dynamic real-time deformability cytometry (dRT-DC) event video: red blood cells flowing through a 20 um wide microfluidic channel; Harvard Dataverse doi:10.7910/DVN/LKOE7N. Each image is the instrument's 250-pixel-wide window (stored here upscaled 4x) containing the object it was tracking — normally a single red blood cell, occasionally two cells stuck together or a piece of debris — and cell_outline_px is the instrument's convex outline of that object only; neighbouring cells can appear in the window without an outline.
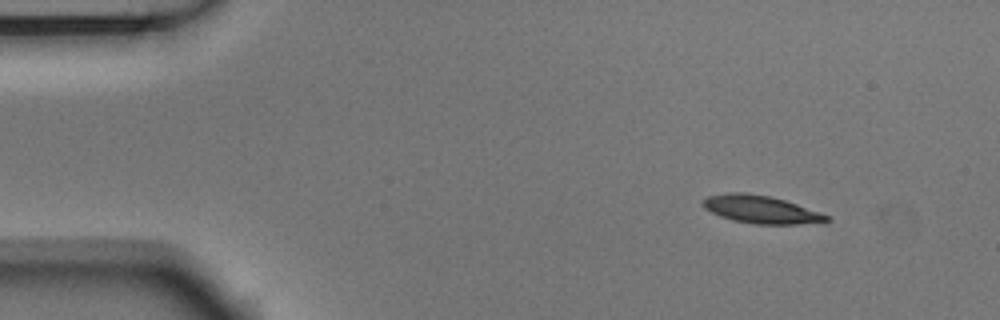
{"species": "Egyptian fruit bat (a non-hibernating species)", "species_latin": "Rousettus aegyptiacus", "temperature_condition": "room temperature", "stored_images_in_passage": 8, "camera_frame_rate_fps": 3000, "um_per_image_px": 0.085, "animal": {"sex": "male"}, "frame": {"image": 1, "passage_image": 1, "time_ms": 0.0, "image_size_px": [1000, 320], "cell_outline_px": [[832, 220], [824, 224], [756, 224], [732, 220], [720, 216], [704, 208], [700, 204], [700, 200], [708, 196], [728, 192], [748, 192], [768, 196], [784, 200], [820, 212], [828, 216]], "centroid_in_image_um": [64.69, 17.81], "position_along_channel_um": 20.3, "area_um2": 20.35}}
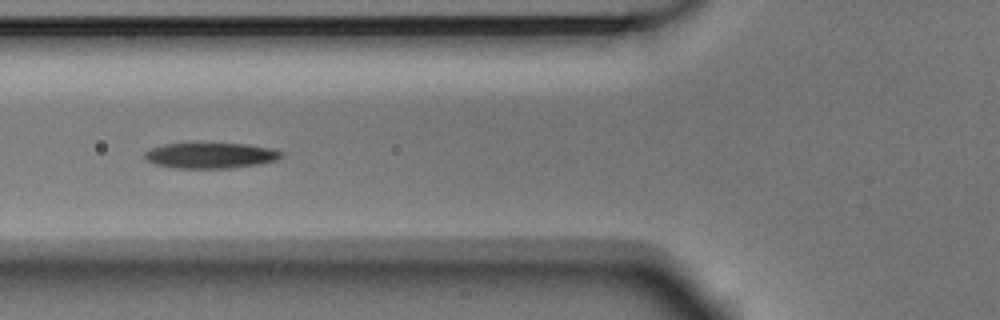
{"frame": {"image": 2, "passage_image": 5, "time_ms": 1.333, "image_size_px": [1000, 320], "cell_outline_px": [[284, 156], [280, 160], [232, 168], [176, 168], [156, 164], [148, 160], [144, 156], [144, 152], [152, 148], [164, 144], [196, 140], [248, 144], [272, 148], [284, 152]], "centroid_in_image_um": [17.93, 13.16], "position_along_channel_um": 107.9, "area_um2": 21.5}}
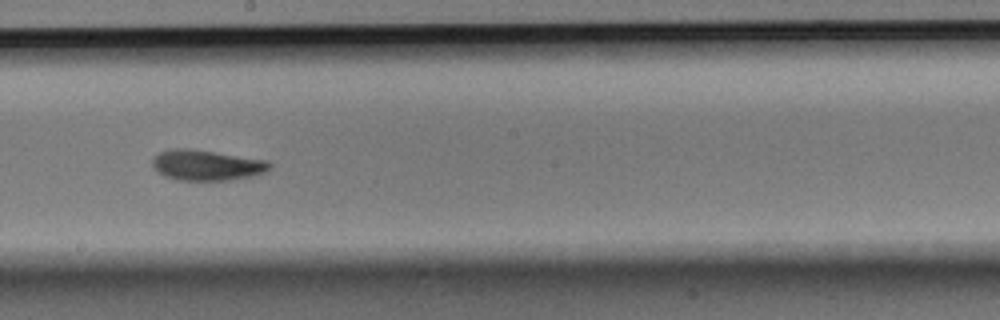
{"frame": {"image": 3, "passage_image": 8, "time_ms": 2.333, "image_size_px": [1000, 320], "cell_outline_px": [[272, 168], [264, 172], [252, 176], [232, 180], [176, 180], [164, 176], [152, 164], [152, 160], [160, 152], [172, 148], [188, 148], [268, 160], [272, 164]], "centroid_in_image_um": [17.6, 14.04], "position_along_channel_um": 230.6, "area_um2": 20.81}}